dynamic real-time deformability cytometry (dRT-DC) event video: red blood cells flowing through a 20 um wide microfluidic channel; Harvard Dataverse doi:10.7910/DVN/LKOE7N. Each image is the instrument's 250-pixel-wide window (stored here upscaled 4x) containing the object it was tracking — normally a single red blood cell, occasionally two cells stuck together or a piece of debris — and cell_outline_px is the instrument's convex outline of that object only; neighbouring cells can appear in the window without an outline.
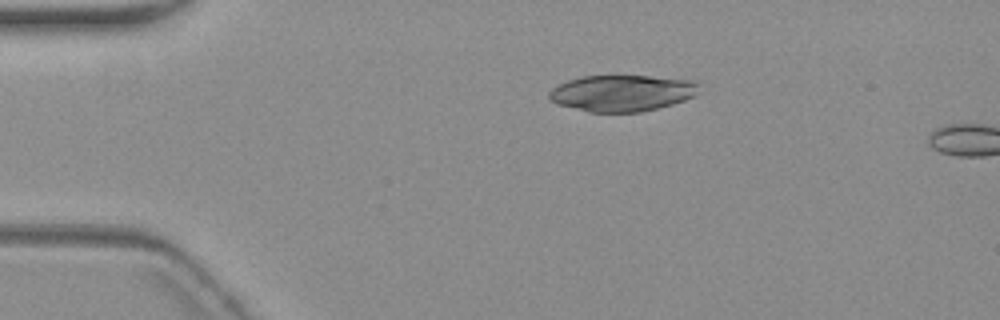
{"species": "common noctule bat (a hibernating species)", "species_latin": "Nyctalus noctula", "temperature_condition": "warm", "stored_images_in_passage": 2, "camera_frame_rate_fps": 3000, "um_per_image_px": 0.085, "animal": {"sex": "female", "body_mass_g": 19.3, "forearm_length_mm": 54.1}, "frame": {"image": 1, "passage_image": 1, "time_ms": 0.0, "image_size_px": [1000, 320], "cell_outline_px": [[700, 80], [696, 92], [692, 96], [684, 100], [672, 104], [640, 112], [588, 112], [556, 104], [548, 96], [548, 92], [552, 88], [568, 80], [580, 76], [648, 76]], "centroid_in_image_um": [52.86, 7.9], "position_along_channel_um": 32.1, "area_um2": 31.79}}